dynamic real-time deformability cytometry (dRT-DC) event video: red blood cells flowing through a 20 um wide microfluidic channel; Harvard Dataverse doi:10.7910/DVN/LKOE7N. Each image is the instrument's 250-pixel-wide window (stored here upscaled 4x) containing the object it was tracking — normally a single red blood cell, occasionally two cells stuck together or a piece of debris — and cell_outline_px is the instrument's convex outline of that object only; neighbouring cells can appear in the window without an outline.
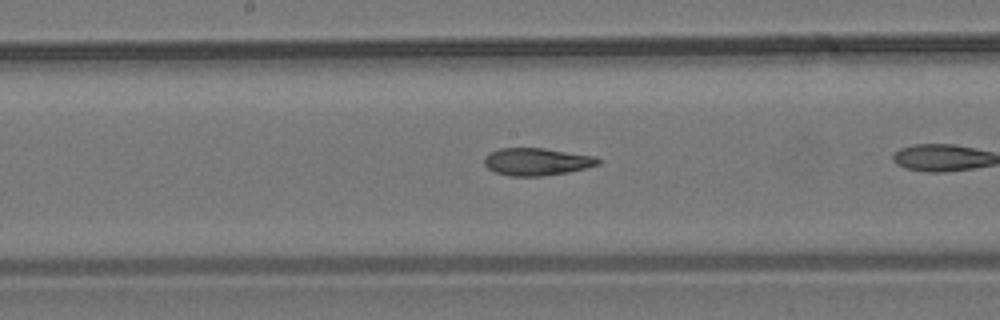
{"species": "common noctule bat (a hibernating species)", "species_latin": "Nyctalus noctula", "temperature_condition": "room temperature", "stored_images_in_passage": 17, "camera_frame_rate_fps": 3000, "um_per_image_px": 0.085, "animal": {"sex": "male", "body_mass_g": 19.2, "forearm_length_mm": 51.8}, "frame": {"image": 1, "passage_image": 10, "time_ms": 3.0, "image_size_px": [1000, 320], "cell_outline_px": [[600, 164], [568, 172], [540, 176], [508, 176], [492, 172], [484, 164], [484, 156], [488, 152], [500, 148], [544, 148], [596, 156], [600, 160]], "centroid_in_image_um": [45.58, 13.74], "position_along_channel_um": 202.6, "area_um2": 18.38}}